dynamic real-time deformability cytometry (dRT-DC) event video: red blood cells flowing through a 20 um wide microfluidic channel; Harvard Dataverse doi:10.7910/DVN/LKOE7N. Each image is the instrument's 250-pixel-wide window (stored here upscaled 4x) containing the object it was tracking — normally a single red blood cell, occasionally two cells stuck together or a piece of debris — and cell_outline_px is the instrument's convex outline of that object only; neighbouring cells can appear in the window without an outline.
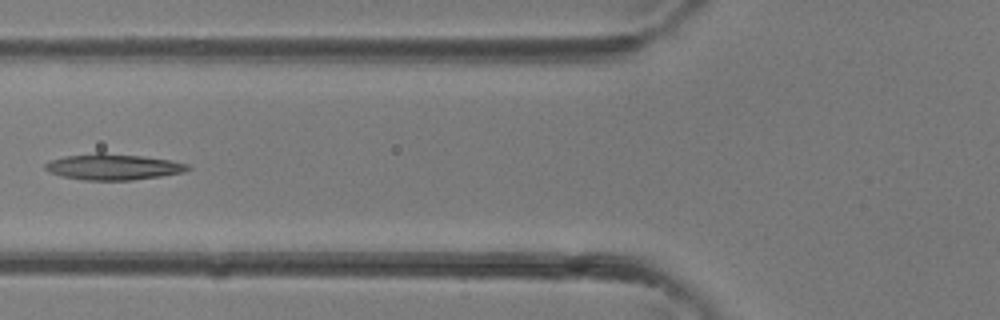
{"species": "common noctule bat (a hibernating species)", "species_latin": "Nyctalus noctula", "temperature_condition": "room temperature", "stored_images_in_passage": 6, "camera_frame_rate_fps": 3000, "um_per_image_px": 0.085, "animal": {"sex": "female"}, "frame": {"image": 1, "passage_image": 6, "time_ms": 1.667, "image_size_px": [1000, 320], "cell_outline_px": [[192, 168], [184, 172], [160, 176], [132, 180], [84, 180], [60, 176], [48, 172], [44, 168], [44, 164], [48, 160], [64, 156], [96, 152], [104, 152], [140, 156], [168, 160], [188, 164]], "centroid_in_image_um": [9.55, 14.18], "position_along_channel_um": 116.2, "area_um2": 21.73}}